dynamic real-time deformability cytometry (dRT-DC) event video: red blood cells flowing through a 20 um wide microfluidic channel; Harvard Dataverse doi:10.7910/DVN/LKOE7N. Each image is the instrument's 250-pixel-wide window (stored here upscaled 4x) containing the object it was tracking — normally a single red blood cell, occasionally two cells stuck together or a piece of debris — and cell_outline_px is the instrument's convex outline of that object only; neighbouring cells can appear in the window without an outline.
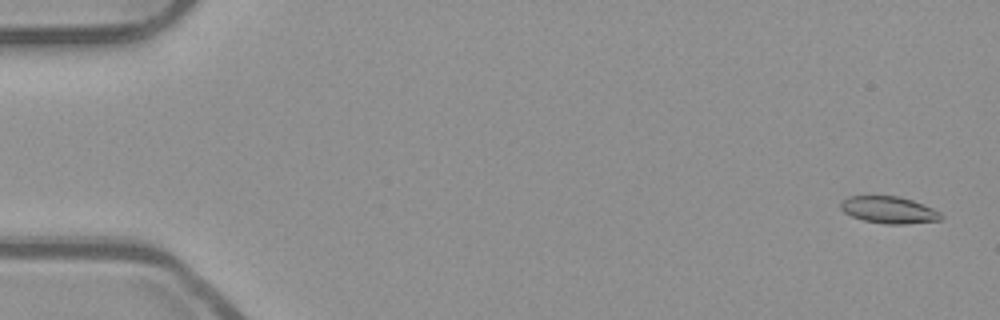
{"species": "common noctule bat (a hibernating species)", "species_latin": "Nyctalus noctula", "temperature_condition": "room temperature", "stored_images_in_passage": 54, "camera_frame_rate_fps": 3000, "um_per_image_px": 0.085, "animal": {"sex": "male", "body_mass_g": 23.1, "forearm_length_mm": 52.7}, "frame": {"image": 1, "passage_image": 2, "time_ms": 0.333, "image_size_px": [1000, 320], "cell_outline_px": [[944, 216], [940, 220], [904, 224], [884, 224], [864, 220], [852, 216], [844, 212], [840, 208], [840, 204], [848, 196], [900, 196], [912, 200], [932, 208], [940, 212]], "centroid_in_image_um": [75.56, 17.84], "position_along_channel_um": 9.4, "area_um2": 15.66}}
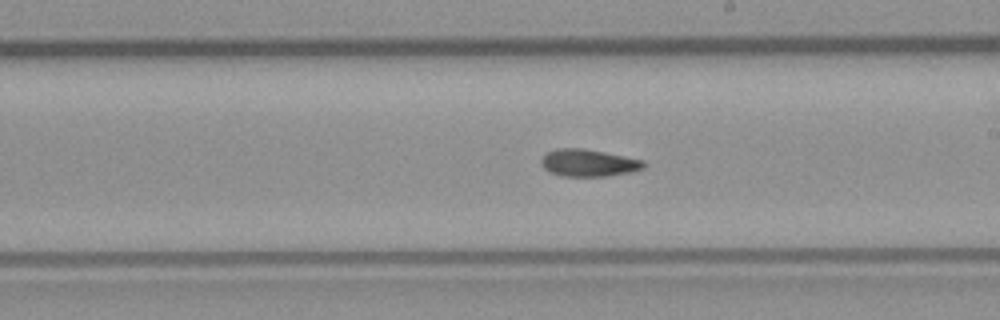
{"frame": {"image": 2, "passage_image": 31, "time_ms": 10.0, "image_size_px": [1000, 320], "cell_outline_px": [[644, 168], [632, 172], [608, 176], [560, 176], [548, 172], [540, 164], [540, 160], [548, 152], [556, 148], [584, 148], [644, 160]], "centroid_in_image_um": [50.0, 13.85], "position_along_channel_um": 239.0, "area_um2": 16.36}}
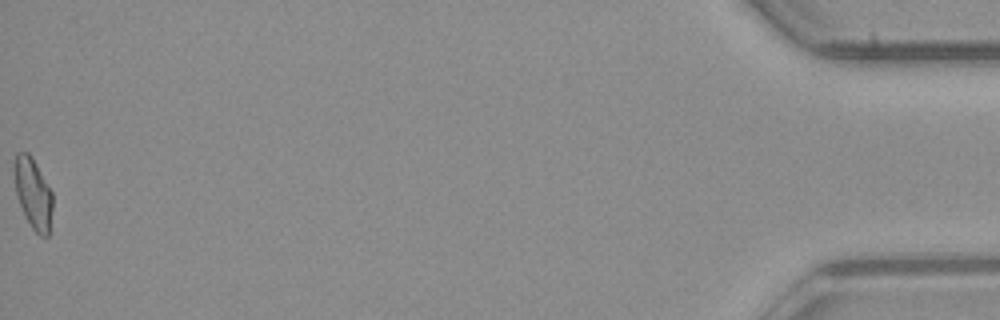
{"frame": {"image": 3, "passage_image": 54, "time_ms": 17.667, "image_size_px": [1000, 320], "cell_outline_px": [[52, 208], [48, 236], [40, 236], [32, 228], [16, 196], [12, 172], [12, 164], [16, 152], [28, 152], [36, 164], [52, 192]], "centroid_in_image_um": [2.77, 16.38], "position_along_channel_um": 432.4, "area_um2": 15.84}, "authors_computed_cell_mechanics": {"area_um2": 16.0973, "velocity_mm_per_s": 3.8929, "shape_relaxation_time_tau1_ms": 5.5041, "shape_relaxation_time_tau2_ms": 3.9175, "deformation_change_tau1": 0.1449, "deformation_change_tau2": 0.0994}}